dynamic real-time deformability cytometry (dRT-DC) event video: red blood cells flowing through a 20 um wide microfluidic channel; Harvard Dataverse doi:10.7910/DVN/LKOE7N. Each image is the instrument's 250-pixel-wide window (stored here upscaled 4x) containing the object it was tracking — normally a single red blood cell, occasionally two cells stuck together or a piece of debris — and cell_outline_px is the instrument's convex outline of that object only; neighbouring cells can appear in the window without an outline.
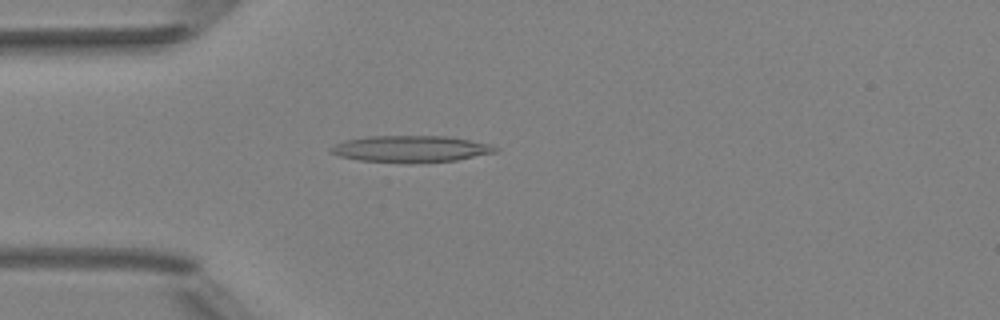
{"species": "Egyptian fruit bat (a non-hibernating species)", "species_latin": "Rousettus aegyptiacus", "temperature_condition": "room temperature", "stored_images_in_passage": 4, "camera_frame_rate_fps": 3000, "um_per_image_px": 0.085, "animal": {"sex": "female"}, "frame": {"image": 1, "passage_image": 4, "time_ms": 3.333, "image_size_px": [1000, 320], "cell_outline_px": [[500, 148], [496, 152], [456, 160], [408, 164], [404, 164], [360, 160], [340, 156], [332, 152], [328, 148], [344, 140], [368, 136], [448, 136], [492, 144]], "centroid_in_image_um": [34.94, 12.66], "position_along_channel_um": 50.1, "area_um2": 25.78}}